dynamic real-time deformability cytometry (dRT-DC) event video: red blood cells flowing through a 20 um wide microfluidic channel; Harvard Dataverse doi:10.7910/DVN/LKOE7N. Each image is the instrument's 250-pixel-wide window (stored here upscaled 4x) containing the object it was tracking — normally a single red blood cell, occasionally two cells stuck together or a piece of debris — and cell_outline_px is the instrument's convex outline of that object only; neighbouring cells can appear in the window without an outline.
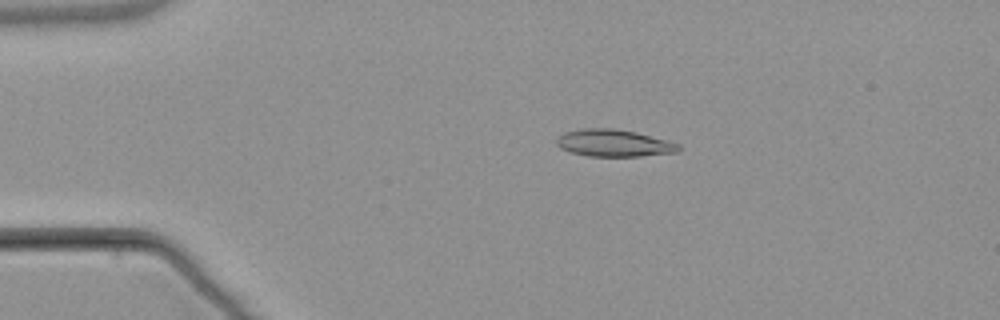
{"species": "common noctule bat (a hibernating species)", "species_latin": "Nyctalus noctula", "temperature_condition": "warm", "stored_images_in_passage": 4, "camera_frame_rate_fps": 3000, "um_per_image_px": 0.085, "animal": {"sex": "male", "body_mass_g": 21.5, "forearm_length_mm": 52.0}, "frame": {"image": 1, "passage_image": 2, "time_ms": 2.0, "image_size_px": [1000, 320], "cell_outline_px": [[680, 152], [640, 156], [588, 156], [572, 152], [560, 148], [556, 144], [556, 136], [564, 132], [580, 128], [612, 128], [636, 132], [668, 140], [680, 144]], "centroid_in_image_um": [52.17, 12.15], "position_along_channel_um": 32.8, "area_um2": 19.48}}
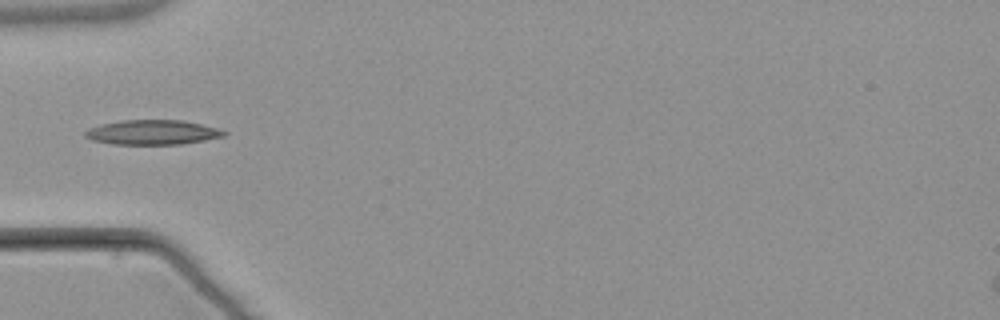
{"frame": {"image": 2, "passage_image": 4, "time_ms": 4.333, "image_size_px": [1000, 320], "cell_outline_px": [[228, 132], [224, 136], [204, 140], [180, 144], [112, 144], [92, 140], [84, 136], [84, 132], [88, 128], [120, 120], [180, 120], [200, 124], [216, 128]], "centroid_in_image_um": [12.93, 11.25], "position_along_channel_um": 72.1, "area_um2": 19.77}}